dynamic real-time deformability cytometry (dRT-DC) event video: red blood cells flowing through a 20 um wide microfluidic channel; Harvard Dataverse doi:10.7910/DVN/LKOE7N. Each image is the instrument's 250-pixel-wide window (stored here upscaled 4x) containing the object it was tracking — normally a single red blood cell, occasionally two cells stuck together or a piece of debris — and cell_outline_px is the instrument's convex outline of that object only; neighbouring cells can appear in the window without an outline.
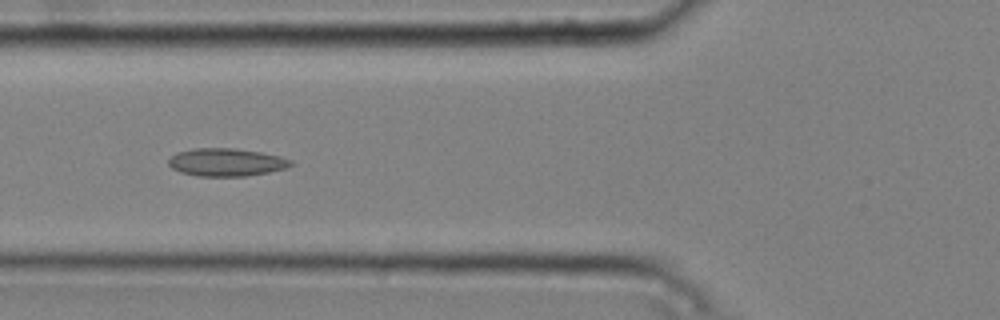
{"species": "common noctule bat (a hibernating species)", "species_latin": "Nyctalus noctula", "temperature_condition": "cold", "stored_images_in_passage": 7, "camera_frame_rate_fps": 3000, "um_per_image_px": 0.085, "animal": {"sex": "male", "body_mass_g": 20.4}, "frame": {"image": 1, "passage_image": 5, "time_ms": 1.333, "image_size_px": [1000, 320], "cell_outline_px": [[292, 164], [288, 168], [248, 176], [196, 176], [180, 172], [172, 168], [168, 164], [168, 160], [176, 152], [192, 148], [236, 148], [260, 152], [280, 156], [292, 160]], "centroid_in_image_um": [19.23, 13.79], "position_along_channel_um": 106.6, "area_um2": 20.0}}
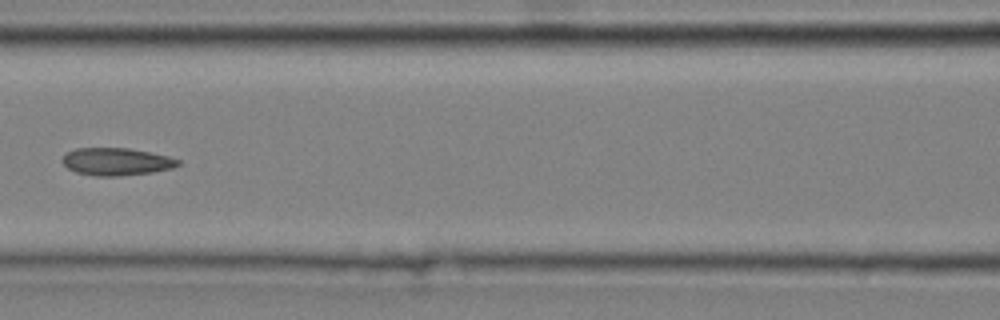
{"frame": {"image": 2, "passage_image": 6, "time_ms": 1.667, "image_size_px": [1000, 320], "cell_outline_px": [[180, 164], [172, 168], [152, 172], [120, 176], [96, 176], [76, 172], [68, 168], [60, 160], [64, 152], [76, 148], [128, 148], [168, 156], [180, 160]], "centroid_in_image_um": [9.84, 13.73], "position_along_channel_um": 156.8, "area_um2": 18.61}}
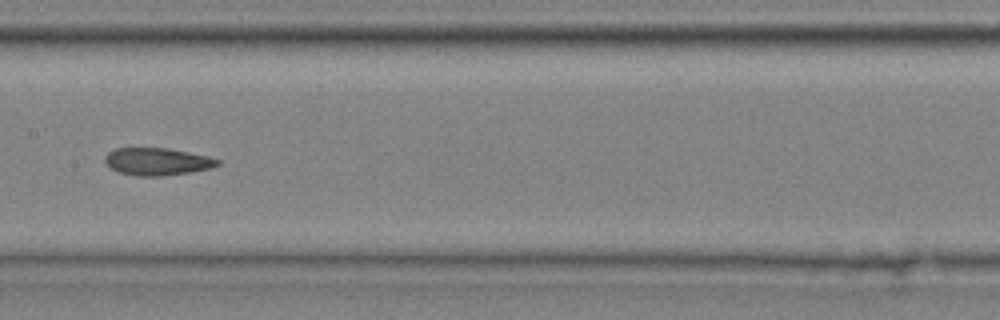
{"frame": {"image": 3, "passage_image": 7, "time_ms": 2.0, "image_size_px": [1000, 320], "cell_outline_px": [[220, 164], [212, 168], [192, 172], [164, 176], [136, 176], [120, 172], [112, 168], [104, 160], [104, 156], [108, 152], [116, 148], [168, 148], [208, 156], [220, 160]], "centroid_in_image_um": [13.39, 13.73], "position_along_channel_um": 194.0, "area_um2": 18.03}}